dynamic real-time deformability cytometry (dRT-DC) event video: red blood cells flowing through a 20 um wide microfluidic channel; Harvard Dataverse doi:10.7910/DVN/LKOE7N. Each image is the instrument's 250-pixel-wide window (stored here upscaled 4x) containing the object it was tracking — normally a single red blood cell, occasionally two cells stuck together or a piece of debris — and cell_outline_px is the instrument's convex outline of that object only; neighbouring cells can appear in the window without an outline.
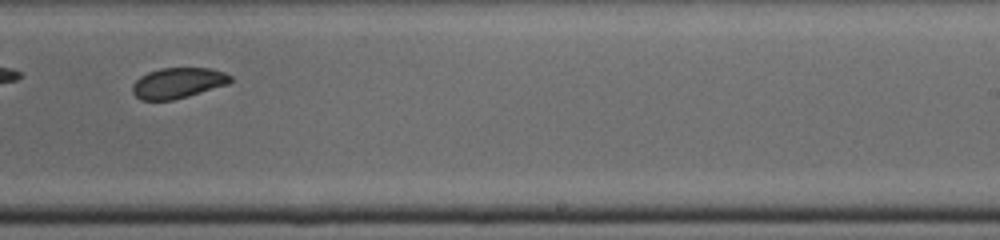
{"species": "common noctule bat (a hibernating species)", "species_latin": "Nyctalus noctula", "temperature_condition": "cold", "stored_images_in_passage": 23, "camera_frame_rate_fps": 3000, "um_per_image_px": 0.085, "animal": {"sex": "male", "body_mass_g": 19.0, "forearm_length_mm": 50.8}, "frame": {"image": 1, "passage_image": 14, "time_ms": 4.333, "image_size_px": [1000, 240], "cell_outline_px": [[232, 80], [228, 84], [188, 96], [172, 100], [140, 100], [132, 92], [132, 84], [140, 76], [148, 72], [160, 68], [212, 68], [224, 72], [232, 76]], "centroid_in_image_um": [15.12, 7.05], "position_along_channel_um": 273.9, "area_um2": 17.51}}